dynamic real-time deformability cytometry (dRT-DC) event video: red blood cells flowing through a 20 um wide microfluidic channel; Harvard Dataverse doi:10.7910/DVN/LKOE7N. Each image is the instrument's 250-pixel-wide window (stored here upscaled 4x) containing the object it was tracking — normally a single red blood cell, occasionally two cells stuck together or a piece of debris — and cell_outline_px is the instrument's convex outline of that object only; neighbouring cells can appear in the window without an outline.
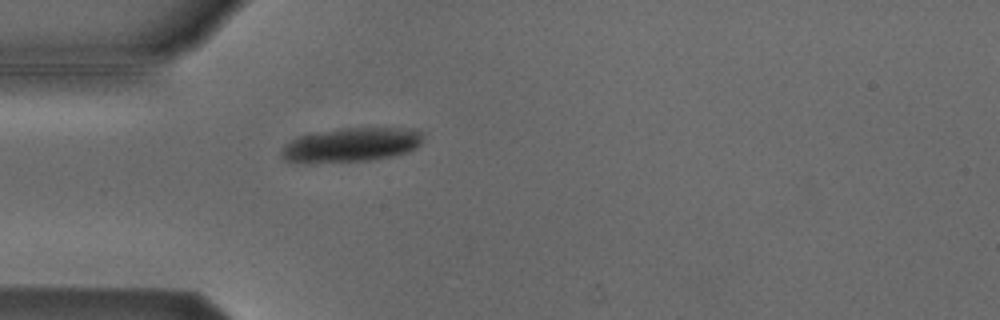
{"species": "Egyptian fruit bat (a non-hibernating species)", "species_latin": "Rousettus aegyptiacus", "temperature_condition": "cold", "stored_images_in_passage": 1, "camera_frame_rate_fps": 3000, "um_per_image_px": 0.085, "animal": {"sex": "male"}, "frame": {"image": 1, "passage_image": 1, "time_ms": 0.0, "image_size_px": [1000, 320], "cell_outline_px": [[424, 140], [416, 148], [408, 152], [392, 156], [372, 160], [288, 160], [280, 156], [280, 148], [284, 144], [300, 136], [316, 132], [340, 128], [416, 128], [424, 132]], "centroid_in_image_um": [29.98, 12.25], "position_along_channel_um": 55.0, "area_um2": 27.63}}